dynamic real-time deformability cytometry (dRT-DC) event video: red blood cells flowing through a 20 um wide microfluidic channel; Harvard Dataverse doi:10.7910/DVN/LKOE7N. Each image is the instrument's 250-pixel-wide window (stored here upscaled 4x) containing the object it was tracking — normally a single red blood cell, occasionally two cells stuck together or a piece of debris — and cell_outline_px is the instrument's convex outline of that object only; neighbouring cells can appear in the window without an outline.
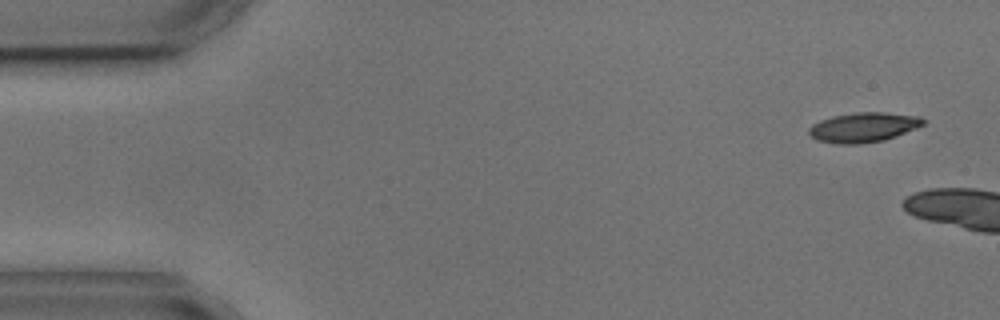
{"species": "common noctule bat (a hibernating species)", "species_latin": "Nyctalus noctula", "temperature_condition": "cold", "stored_images_in_passage": 3, "camera_frame_rate_fps": 3000, "um_per_image_px": 0.085, "animal": {"sex": "male", "body_mass_g": 17.9, "forearm_length_mm": 54.2}, "frame": {"image": 1, "passage_image": 1, "time_ms": 0.0, "image_size_px": [1000, 320], "cell_outline_px": [[924, 124], [916, 128], [884, 140], [860, 144], [836, 144], [816, 140], [808, 132], [808, 128], [812, 124], [820, 120], [832, 116], [856, 112], [884, 112], [920, 116], [924, 120]], "centroid_in_image_um": [73.36, 10.82], "position_along_channel_um": 11.6, "area_um2": 19.83}}